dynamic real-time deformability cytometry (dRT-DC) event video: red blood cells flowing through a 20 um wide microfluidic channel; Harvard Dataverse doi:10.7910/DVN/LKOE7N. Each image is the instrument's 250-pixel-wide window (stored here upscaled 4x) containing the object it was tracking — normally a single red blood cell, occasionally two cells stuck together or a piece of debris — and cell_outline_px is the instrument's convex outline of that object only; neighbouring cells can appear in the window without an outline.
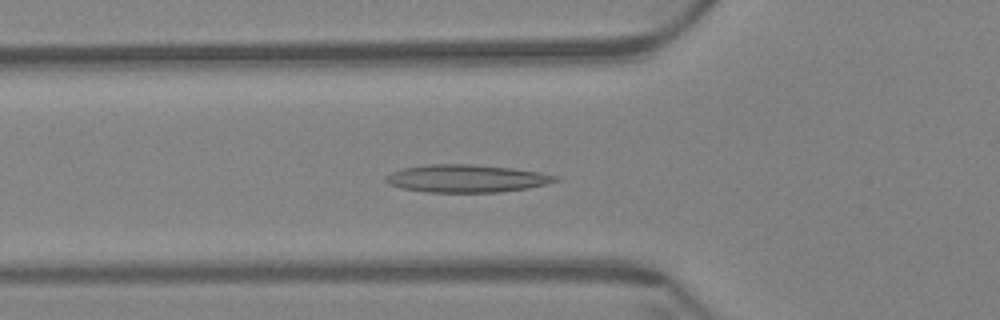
{"species": "Egyptian fruit bat (a non-hibernating species)", "species_latin": "Rousettus aegyptiacus", "temperature_condition": "warm", "stored_images_in_passage": 57, "segment_of_instrument_passage": [1, 2], "camera_frame_rate_fps": 3000, "um_per_image_px": 0.085, "animal": {"sex": "female"}, "frame": {"image": 1, "passage_image": 17, "time_ms": 5.333, "image_size_px": [1000, 320], "cell_outline_px": [[560, 180], [548, 184], [500, 192], [428, 192], [400, 188], [384, 180], [384, 176], [392, 172], [404, 168], [428, 164], [472, 164], [512, 168], [540, 172], [560, 176]], "centroid_in_image_um": [39.68, 15.16], "position_along_channel_um": 86.1, "area_um2": 27.34}}
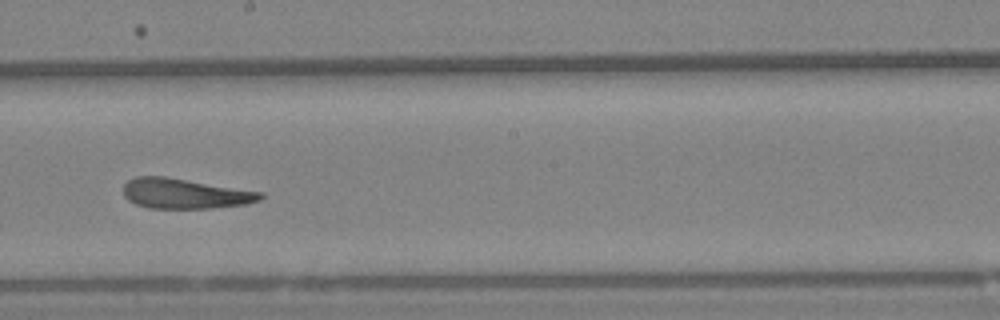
{"frame": {"image": 2, "passage_image": 30, "time_ms": 9.667, "image_size_px": [1000, 320], "cell_outline_px": [[264, 196], [260, 200], [248, 204], [212, 208], [148, 208], [136, 204], [128, 200], [124, 196], [124, 184], [128, 180], [136, 176], [164, 176], [264, 192]], "centroid_in_image_um": [15.73, 16.45], "position_along_channel_um": 232.5, "area_um2": 24.16}}
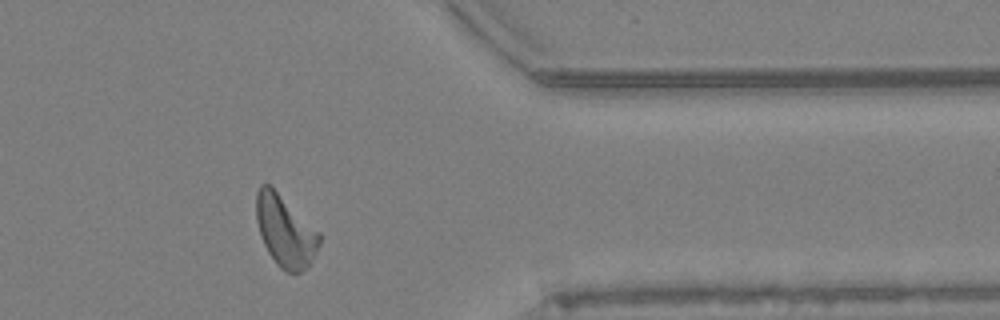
{"frame": {"image": 3, "passage_image": 45, "time_ms": 14.667, "image_size_px": [1000, 320], "cell_outline_px": [[320, 244], [308, 268], [300, 272], [288, 272], [280, 268], [276, 264], [268, 252], [260, 236], [256, 220], [256, 192], [260, 184], [272, 184], [320, 232]], "centroid_in_image_um": [24.24, 19.6], "position_along_channel_um": 387.2, "area_um2": 26.76}}